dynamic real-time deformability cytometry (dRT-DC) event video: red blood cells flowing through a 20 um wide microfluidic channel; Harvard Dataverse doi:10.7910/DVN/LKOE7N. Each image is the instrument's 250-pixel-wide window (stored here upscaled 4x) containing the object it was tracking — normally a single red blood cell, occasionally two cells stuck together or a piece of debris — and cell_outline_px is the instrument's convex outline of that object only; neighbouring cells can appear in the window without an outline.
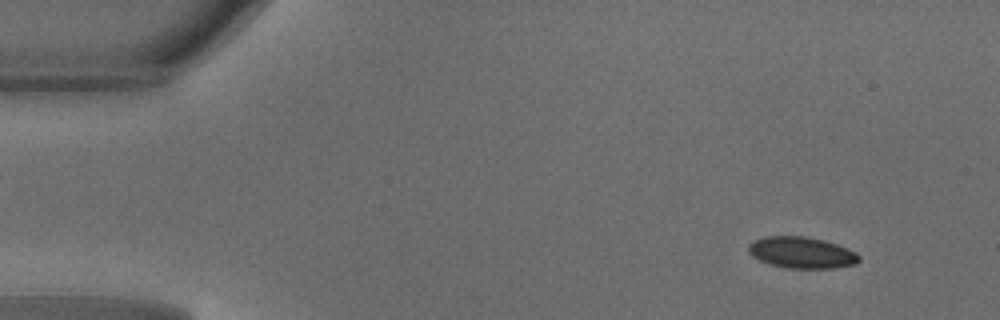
{"species": "common noctule bat (a hibernating species)", "species_latin": "Nyctalus noctula", "temperature_condition": "warm", "stored_images_in_passage": 8, "camera_frame_rate_fps": 3000, "um_per_image_px": 0.085, "animal": {"sex": "male", "body_mass_g": 18.8}, "frame": {"image": 1, "passage_image": 4, "time_ms": 1.0, "image_size_px": [1000, 320], "cell_outline_px": [[860, 260], [856, 264], [832, 268], [784, 268], [760, 260], [752, 256], [748, 252], [748, 244], [752, 240], [764, 236], [808, 236], [824, 240], [848, 248], [856, 252], [860, 256]], "centroid_in_image_um": [68.13, 21.46], "position_along_channel_um": 16.9, "area_um2": 20.4}}